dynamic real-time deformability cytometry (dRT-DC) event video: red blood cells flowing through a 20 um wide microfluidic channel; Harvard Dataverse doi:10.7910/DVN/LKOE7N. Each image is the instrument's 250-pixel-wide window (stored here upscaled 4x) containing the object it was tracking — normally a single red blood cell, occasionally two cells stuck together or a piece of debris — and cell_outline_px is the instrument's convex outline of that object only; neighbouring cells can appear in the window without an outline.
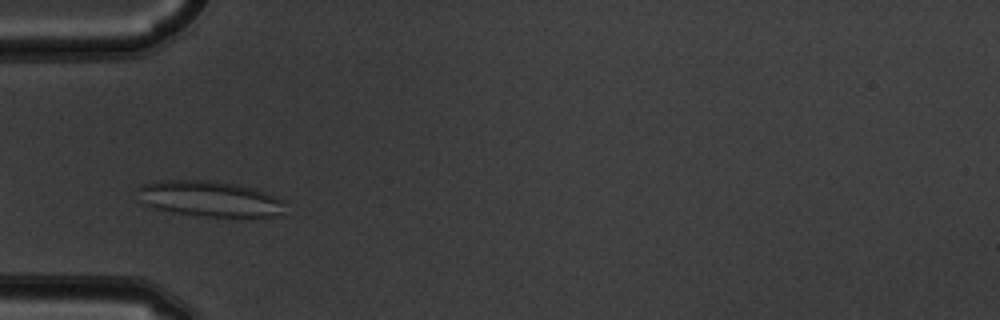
{"species": "common noctule bat (a hibernating species)", "species_latin": "Nyctalus noctula", "temperature_condition": "warm", "stored_images_in_passage": 5, "camera_frame_rate_fps": 3000, "um_per_image_px": 0.085, "animal": {"sex": "male", "body_mass_g": 19.5, "forearm_length_mm": 54.6}, "frame": {"image": 1, "passage_image": 1, "time_ms": 0.0, "image_size_px": [1000, 320], "cell_outline_px": [[288, 200], [284, 216], [204, 216], [172, 212], [152, 208], [144, 204], [136, 188], [140, 184], [156, 180], [216, 180], [236, 184], [252, 188]], "centroid_in_image_um": [17.86, 16.89], "position_along_channel_um": 67.1, "area_um2": 31.21}}
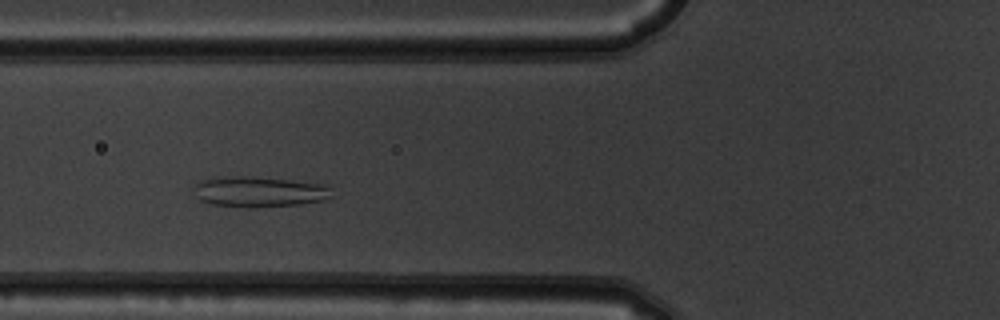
{"frame": {"image": 2, "passage_image": 2, "time_ms": 0.333, "image_size_px": [1000, 320], "cell_outline_px": [[332, 196], [320, 200], [300, 204], [252, 208], [248, 208], [212, 204], [200, 200], [196, 196], [192, 188], [192, 184], [196, 180], [232, 176], [244, 176], [292, 180], [328, 184]], "centroid_in_image_um": [21.96, 16.29], "position_along_channel_um": 103.8, "area_um2": 24.8}}
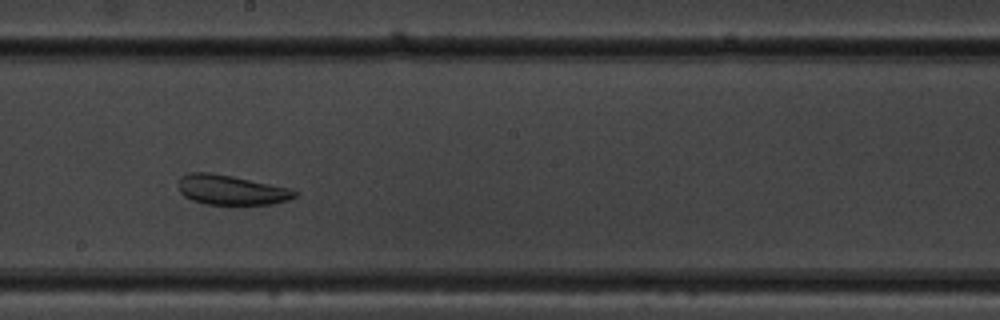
{"frame": {"image": 3, "passage_image": 5, "time_ms": 1.333, "image_size_px": [1000, 320], "cell_outline_px": [[300, 192], [296, 196], [288, 200], [272, 204], [204, 204], [192, 200], [184, 196], [180, 192], [180, 176], [188, 172], [208, 172], [232, 176], [292, 188]], "centroid_in_image_um": [19.69, 16.14], "position_along_channel_um": 228.5, "area_um2": 20.23}}